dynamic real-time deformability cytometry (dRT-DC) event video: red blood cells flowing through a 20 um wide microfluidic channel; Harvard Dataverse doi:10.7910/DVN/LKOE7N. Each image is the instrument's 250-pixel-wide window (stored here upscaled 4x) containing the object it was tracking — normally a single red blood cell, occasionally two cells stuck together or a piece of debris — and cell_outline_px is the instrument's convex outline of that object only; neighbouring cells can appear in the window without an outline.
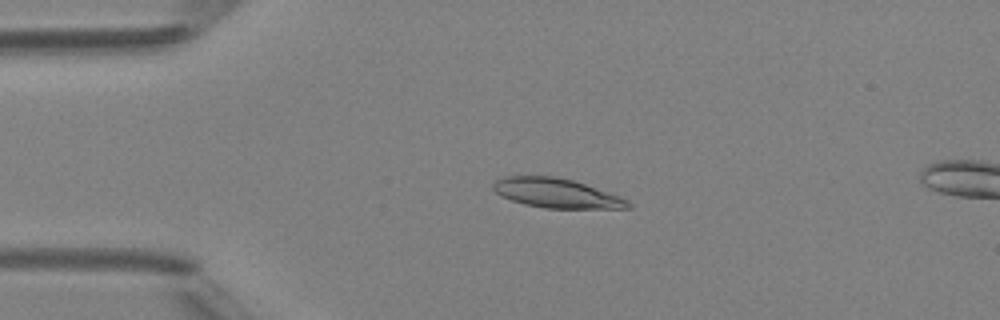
{"species": "Egyptian fruit bat (a non-hibernating species)", "species_latin": "Rousettus aegyptiacus", "temperature_condition": "room temperature", "stored_images_in_passage": 15, "camera_frame_rate_fps": 3000, "um_per_image_px": 0.085, "animal": {"sex": "female"}, "frame": {"image": 1, "passage_image": 11, "time_ms": 3.333, "image_size_px": [1000, 320], "cell_outline_px": [[632, 208], [544, 208], [524, 204], [500, 196], [492, 188], [492, 184], [496, 180], [504, 176], [552, 176], [572, 180], [620, 196], [628, 200], [632, 204]], "centroid_in_image_um": [47.28, 16.42], "position_along_channel_um": 37.7, "area_um2": 23.0}}